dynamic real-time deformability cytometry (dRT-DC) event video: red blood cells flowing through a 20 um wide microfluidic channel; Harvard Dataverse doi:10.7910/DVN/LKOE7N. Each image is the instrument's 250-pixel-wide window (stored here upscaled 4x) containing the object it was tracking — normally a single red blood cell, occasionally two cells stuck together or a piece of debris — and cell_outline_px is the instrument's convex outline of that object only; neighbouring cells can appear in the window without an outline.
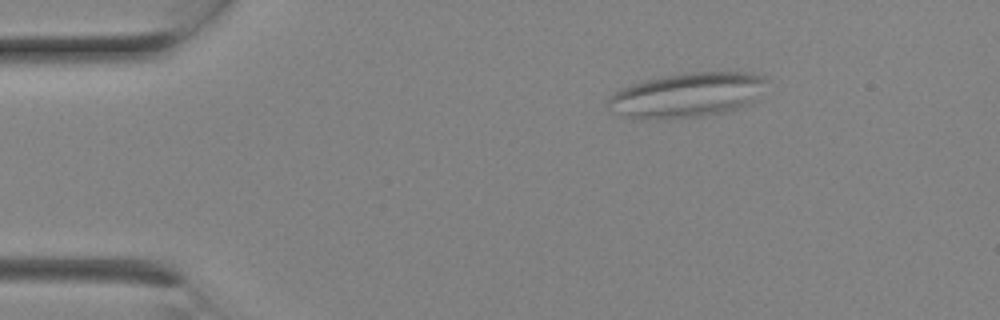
{"species": "Egyptian fruit bat (a non-hibernating species)", "species_latin": "Rousettus aegyptiacus", "temperature_condition": "room temperature", "stored_images_in_passage": 3, "camera_frame_rate_fps": 3000, "um_per_image_px": 0.085, "animal": {"sex": "female"}, "frame": {"image": 1, "passage_image": 3, "time_ms": 0.667, "image_size_px": [1000, 320], "cell_outline_px": [[764, 80], [756, 100], [748, 104], [724, 112], [700, 116], [656, 120], [624, 116], [612, 112], [604, 104], [620, 88], [644, 80], [664, 76], [688, 72], [752, 72], [764, 76]], "centroid_in_image_um": [58.34, 8.08], "position_along_channel_um": 26.7, "area_um2": 41.04}}